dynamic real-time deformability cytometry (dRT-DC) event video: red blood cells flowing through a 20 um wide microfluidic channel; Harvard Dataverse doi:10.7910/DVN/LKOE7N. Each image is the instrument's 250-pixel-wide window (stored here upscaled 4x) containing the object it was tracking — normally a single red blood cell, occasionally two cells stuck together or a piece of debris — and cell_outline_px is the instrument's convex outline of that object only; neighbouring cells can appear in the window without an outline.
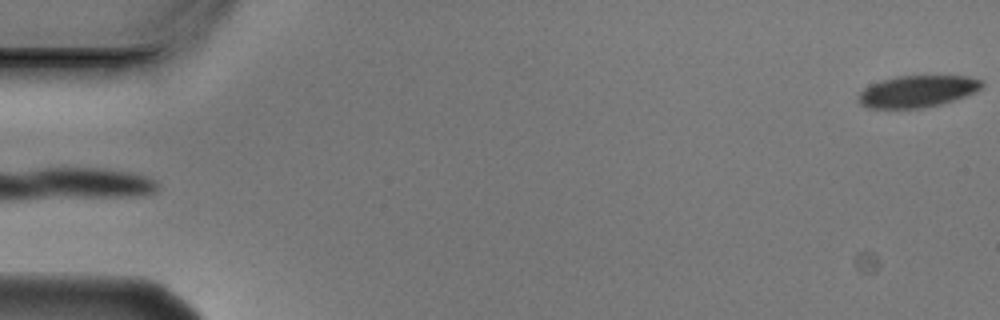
{"species": "Egyptian fruit bat (a non-hibernating species)", "species_latin": "Rousettus aegyptiacus", "temperature_condition": "cold", "stored_images_in_passage": 4, "camera_frame_rate_fps": 3000, "um_per_image_px": 0.085, "animal": {"sex": "male"}, "frame": {"image": 1, "passage_image": 4, "time_ms": 1.0, "image_size_px": [1000, 320], "cell_outline_px": [[984, 88], [976, 92], [940, 104], [924, 108], [868, 108], [860, 104], [860, 92], [864, 88], [872, 84], [896, 76], [968, 76], [984, 80]], "centroid_in_image_um": [78.04, 7.76], "position_along_channel_um": 7.0, "area_um2": 22.77}}